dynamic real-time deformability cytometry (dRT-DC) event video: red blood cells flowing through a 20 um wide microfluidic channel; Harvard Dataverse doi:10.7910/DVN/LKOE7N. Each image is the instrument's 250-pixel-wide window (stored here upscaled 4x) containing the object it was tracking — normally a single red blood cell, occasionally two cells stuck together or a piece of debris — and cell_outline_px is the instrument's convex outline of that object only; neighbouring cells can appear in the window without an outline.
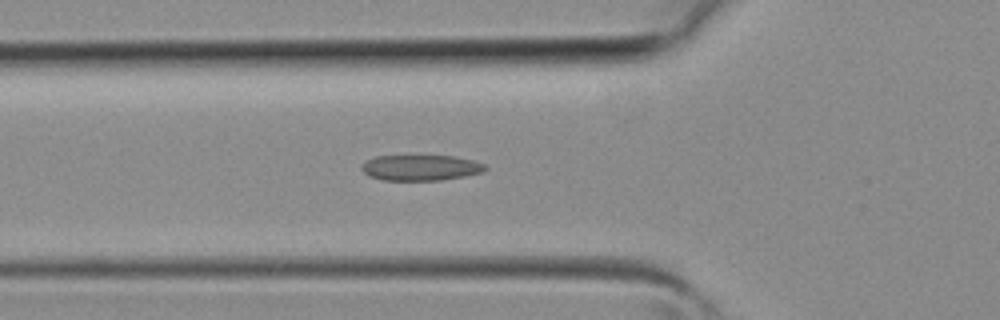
{"species": "common noctule bat (a hibernating species)", "species_latin": "Nyctalus noctula", "temperature_condition": "room temperature", "stored_images_in_passage": 35, "camera_frame_rate_fps": 3000, "um_per_image_px": 0.085, "animal": {"sex": "female", "body_mass_g": 19.3, "forearm_length_mm": 54.1}, "frame": {"image": 1, "passage_image": 10, "time_ms": 3.0, "image_size_px": [1000, 320], "cell_outline_px": [[488, 168], [484, 172], [464, 176], [440, 180], [384, 180], [368, 176], [360, 168], [368, 160], [376, 156], [456, 156], [472, 160], [484, 164]], "centroid_in_image_um": [35.78, 14.25], "position_along_channel_um": 90.0, "area_um2": 18.38}}
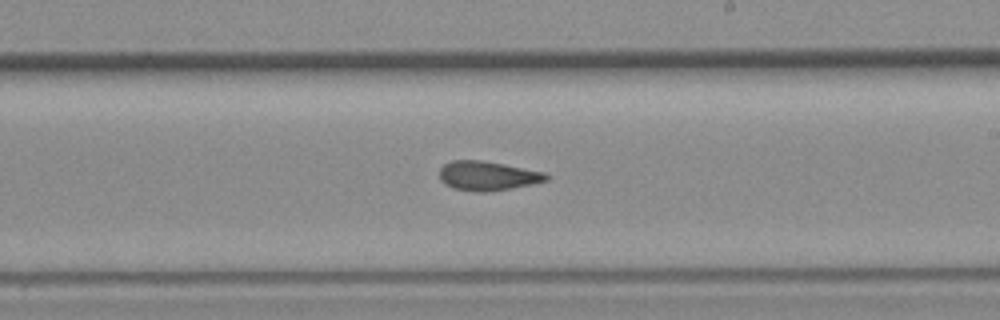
{"frame": {"image": 2, "passage_image": 19, "time_ms": 6.0, "image_size_px": [1000, 320], "cell_outline_px": [[548, 180], [532, 184], [512, 188], [488, 192], [476, 192], [452, 188], [444, 184], [440, 180], [440, 168], [444, 164], [452, 160], [480, 160], [504, 164], [544, 172], [548, 176]], "centroid_in_image_um": [41.41, 14.95], "position_along_channel_um": 247.6, "area_um2": 18.26}}
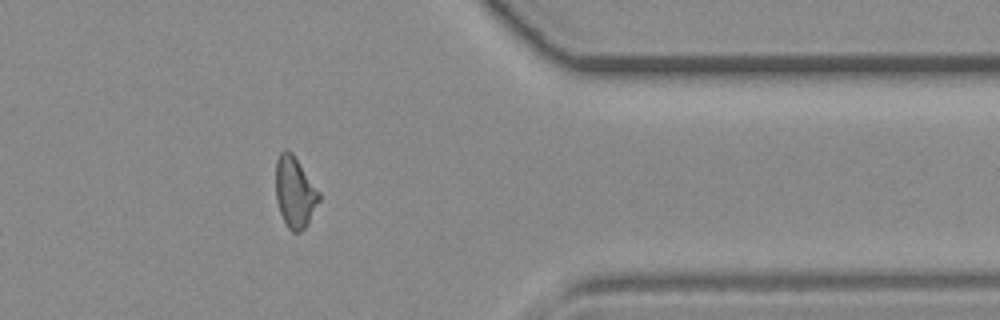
{"frame": {"image": 3, "passage_image": 28, "time_ms": 9.0, "image_size_px": [1000, 320], "cell_outline_px": [[320, 200], [308, 224], [300, 232], [292, 232], [288, 228], [280, 212], [276, 200], [276, 160], [280, 152], [284, 148], [292, 152], [320, 192]], "centroid_in_image_um": [25.06, 16.33], "position_along_channel_um": 386.3, "area_um2": 17.98}}